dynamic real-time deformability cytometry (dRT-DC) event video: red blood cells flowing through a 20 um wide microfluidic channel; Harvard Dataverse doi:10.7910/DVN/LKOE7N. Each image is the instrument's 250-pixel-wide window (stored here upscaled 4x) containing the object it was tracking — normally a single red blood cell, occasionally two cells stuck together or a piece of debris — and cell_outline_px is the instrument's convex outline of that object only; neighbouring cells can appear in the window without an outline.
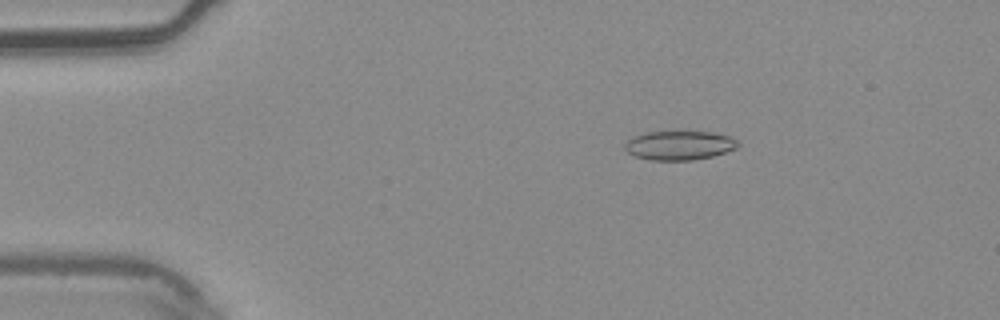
{"species": "common noctule bat (a hibernating species)", "species_latin": "Nyctalus noctula", "temperature_condition": "warm", "stored_images_in_passage": 4, "camera_frame_rate_fps": 3000, "um_per_image_px": 0.085, "animal": {"sex": "male", "body_mass_g": 20.4}, "frame": {"image": 1, "passage_image": 2, "time_ms": 0.333, "image_size_px": [1000, 320], "cell_outline_px": [[740, 144], [736, 148], [712, 156], [692, 160], [652, 160], [636, 156], [628, 152], [624, 148], [624, 144], [632, 136], [644, 132], [672, 128], [712, 132], [732, 136]], "centroid_in_image_um": [57.73, 12.29], "position_along_channel_um": 27.3, "area_um2": 20.11}}